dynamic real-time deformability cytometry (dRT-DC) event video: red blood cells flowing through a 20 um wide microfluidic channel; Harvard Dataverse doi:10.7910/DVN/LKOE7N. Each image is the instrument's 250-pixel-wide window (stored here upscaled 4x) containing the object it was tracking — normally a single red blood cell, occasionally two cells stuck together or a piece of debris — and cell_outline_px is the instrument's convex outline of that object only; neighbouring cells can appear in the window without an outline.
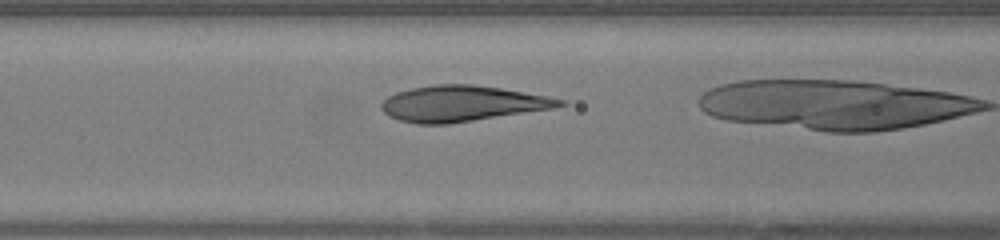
{"species": "human", "species_latin": "Homo sapiens", "temperature_condition": "warm", "stored_images_in_passage": 21, "camera_frame_rate_fps": 3000, "um_per_image_px": 0.085, "donor": {"sex": "female"}, "frame": {"image": 1, "passage_image": 4, "time_ms": 1.0, "image_size_px": [1000, 240], "cell_outline_px": [[568, 104], [552, 108], [448, 124], [416, 124], [400, 120], [388, 116], [380, 108], [380, 104], [388, 96], [396, 92], [412, 88], [432, 84], [472, 84], [500, 88], [548, 96], [564, 100]], "centroid_in_image_um": [39.23, 8.8], "position_along_channel_um": 127.4, "area_um2": 36.99}}
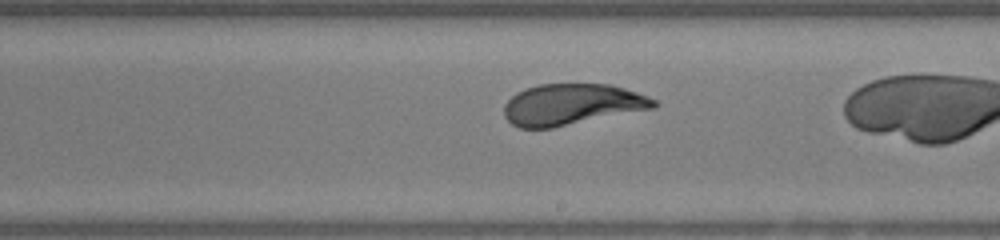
{"frame": {"image": 2, "passage_image": 12, "time_ms": 3.667, "image_size_px": [1000, 240], "cell_outline_px": [[660, 104], [656, 108], [552, 128], [520, 128], [512, 124], [504, 116], [504, 104], [516, 92], [524, 88], [540, 84], [612, 84], [636, 92], [656, 100]], "centroid_in_image_um": [48.61, 8.88], "position_along_channel_um": 240.4, "area_um2": 36.13}}